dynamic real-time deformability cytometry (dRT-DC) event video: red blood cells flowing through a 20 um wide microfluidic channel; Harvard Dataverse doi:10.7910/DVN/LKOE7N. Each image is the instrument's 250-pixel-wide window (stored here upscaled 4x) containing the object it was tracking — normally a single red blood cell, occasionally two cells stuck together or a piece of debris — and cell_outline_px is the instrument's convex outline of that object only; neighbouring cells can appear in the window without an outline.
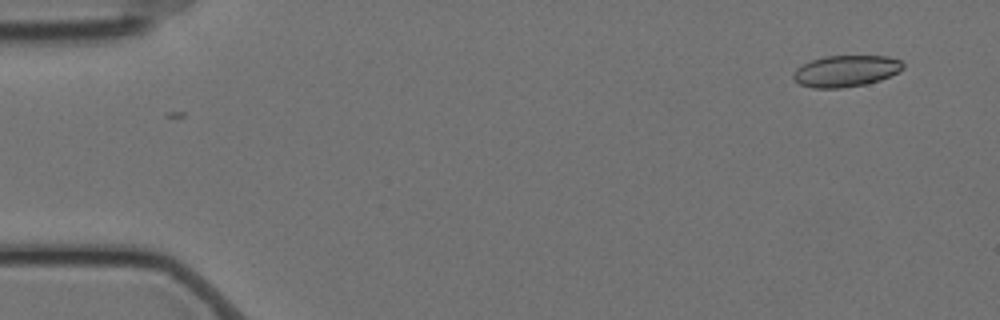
{"species": "Egyptian fruit bat (a non-hibernating species)", "species_latin": "Rousettus aegyptiacus", "temperature_condition": "cold", "stored_images_in_passage": 2, "camera_frame_rate_fps": 3000, "um_per_image_px": 0.085, "animal": {"sex": "female"}, "frame": {"image": 1, "passage_image": 1, "time_ms": 0.0, "image_size_px": [1000, 320], "cell_outline_px": [[904, 68], [880, 80], [864, 84], [840, 88], [812, 88], [800, 84], [792, 80], [792, 76], [796, 68], [812, 60], [824, 56], [888, 56], [900, 60], [904, 64]], "centroid_in_image_um": [71.87, 6.03], "position_along_channel_um": 13.1, "area_um2": 20.0}}